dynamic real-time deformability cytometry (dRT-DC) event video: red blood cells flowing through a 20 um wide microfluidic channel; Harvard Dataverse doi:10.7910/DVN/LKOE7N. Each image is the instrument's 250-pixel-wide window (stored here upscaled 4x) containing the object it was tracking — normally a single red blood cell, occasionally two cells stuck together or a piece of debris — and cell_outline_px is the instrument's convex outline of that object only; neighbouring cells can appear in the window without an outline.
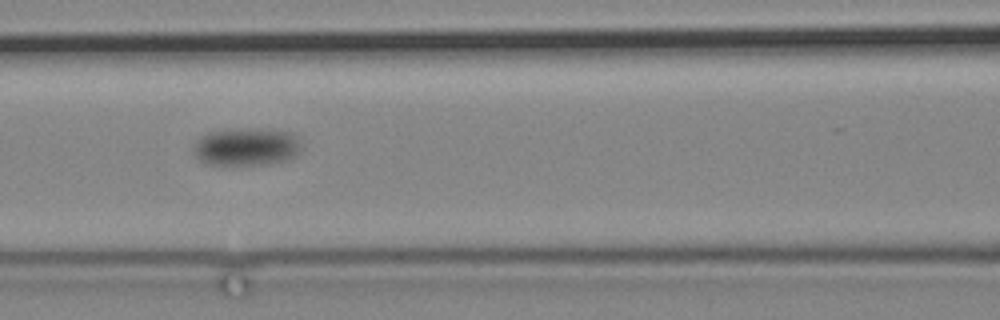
{"species": "common noctule bat (a hibernating species)", "species_latin": "Nyctalus noctula", "temperature_condition": "cold", "stored_images_in_passage": 9, "camera_frame_rate_fps": 3000, "um_per_image_px": 0.085, "animal": {"sex": "male", "body_mass_g": 19.2, "forearm_length_mm": 51.8}, "frame": {"image": 1, "passage_image": 8, "time_ms": 9.0, "image_size_px": [1000, 320], "cell_outline_px": [[304, 144], [300, 152], [296, 156], [288, 160], [268, 164], [208, 164], [200, 160], [192, 152], [192, 144], [200, 136], [208, 132], [248, 128], [264, 128], [296, 132]], "centroid_in_image_um": [21.03, 12.45], "position_along_channel_um": 145.6, "area_um2": 24.51}}